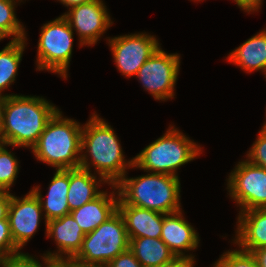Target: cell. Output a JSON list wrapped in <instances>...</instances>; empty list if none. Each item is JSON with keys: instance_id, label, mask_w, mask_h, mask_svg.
Here are the masks:
<instances>
[{"instance_id": "1", "label": "cell", "mask_w": 266, "mask_h": 267, "mask_svg": "<svg viewBox=\"0 0 266 267\" xmlns=\"http://www.w3.org/2000/svg\"><path fill=\"white\" fill-rule=\"evenodd\" d=\"M81 152L80 168L91 171L90 166L94 167V174L109 184L115 185L133 165V158L126 161L114 129L96 113L82 128Z\"/></svg>"}, {"instance_id": "2", "label": "cell", "mask_w": 266, "mask_h": 267, "mask_svg": "<svg viewBox=\"0 0 266 267\" xmlns=\"http://www.w3.org/2000/svg\"><path fill=\"white\" fill-rule=\"evenodd\" d=\"M6 95L0 140L9 146L32 149L59 109L39 96Z\"/></svg>"}, {"instance_id": "3", "label": "cell", "mask_w": 266, "mask_h": 267, "mask_svg": "<svg viewBox=\"0 0 266 267\" xmlns=\"http://www.w3.org/2000/svg\"><path fill=\"white\" fill-rule=\"evenodd\" d=\"M118 205H133L164 214L181 210L179 177L149 173L128 178L125 174L116 184Z\"/></svg>"}, {"instance_id": "4", "label": "cell", "mask_w": 266, "mask_h": 267, "mask_svg": "<svg viewBox=\"0 0 266 267\" xmlns=\"http://www.w3.org/2000/svg\"><path fill=\"white\" fill-rule=\"evenodd\" d=\"M82 128L79 122L62 116L60 109L47 122L32 153L56 170L80 167Z\"/></svg>"}, {"instance_id": "5", "label": "cell", "mask_w": 266, "mask_h": 267, "mask_svg": "<svg viewBox=\"0 0 266 267\" xmlns=\"http://www.w3.org/2000/svg\"><path fill=\"white\" fill-rule=\"evenodd\" d=\"M202 148L174 126L133 157L131 168L178 177L179 167L200 156Z\"/></svg>"}, {"instance_id": "6", "label": "cell", "mask_w": 266, "mask_h": 267, "mask_svg": "<svg viewBox=\"0 0 266 267\" xmlns=\"http://www.w3.org/2000/svg\"><path fill=\"white\" fill-rule=\"evenodd\" d=\"M128 249L125 221L117 210L94 231L84 236L82 247L73 259L84 264L108 265Z\"/></svg>"}, {"instance_id": "7", "label": "cell", "mask_w": 266, "mask_h": 267, "mask_svg": "<svg viewBox=\"0 0 266 267\" xmlns=\"http://www.w3.org/2000/svg\"><path fill=\"white\" fill-rule=\"evenodd\" d=\"M74 31L61 15L43 24L37 47V70L58 73L67 80L72 57Z\"/></svg>"}, {"instance_id": "8", "label": "cell", "mask_w": 266, "mask_h": 267, "mask_svg": "<svg viewBox=\"0 0 266 267\" xmlns=\"http://www.w3.org/2000/svg\"><path fill=\"white\" fill-rule=\"evenodd\" d=\"M227 189L239 212L266 208V169L248 160L238 162L227 178Z\"/></svg>"}, {"instance_id": "9", "label": "cell", "mask_w": 266, "mask_h": 267, "mask_svg": "<svg viewBox=\"0 0 266 267\" xmlns=\"http://www.w3.org/2000/svg\"><path fill=\"white\" fill-rule=\"evenodd\" d=\"M179 69L180 55L167 54L160 46L138 70L136 78L154 99L166 101L174 98Z\"/></svg>"}, {"instance_id": "10", "label": "cell", "mask_w": 266, "mask_h": 267, "mask_svg": "<svg viewBox=\"0 0 266 267\" xmlns=\"http://www.w3.org/2000/svg\"><path fill=\"white\" fill-rule=\"evenodd\" d=\"M156 36L145 33L107 37L117 69L125 77H134L161 44Z\"/></svg>"}, {"instance_id": "11", "label": "cell", "mask_w": 266, "mask_h": 267, "mask_svg": "<svg viewBox=\"0 0 266 267\" xmlns=\"http://www.w3.org/2000/svg\"><path fill=\"white\" fill-rule=\"evenodd\" d=\"M78 35L79 46H93L113 24L102 0L71 7L62 15Z\"/></svg>"}, {"instance_id": "12", "label": "cell", "mask_w": 266, "mask_h": 267, "mask_svg": "<svg viewBox=\"0 0 266 267\" xmlns=\"http://www.w3.org/2000/svg\"><path fill=\"white\" fill-rule=\"evenodd\" d=\"M42 212L40 200L32 190L21 198L12 194L7 218L13 242L19 250L39 229Z\"/></svg>"}, {"instance_id": "13", "label": "cell", "mask_w": 266, "mask_h": 267, "mask_svg": "<svg viewBox=\"0 0 266 267\" xmlns=\"http://www.w3.org/2000/svg\"><path fill=\"white\" fill-rule=\"evenodd\" d=\"M45 232L47 238L52 237L55 240L58 248L57 252L45 253L54 262H64L74 258L80 251L86 235L71 214L49 220Z\"/></svg>"}, {"instance_id": "14", "label": "cell", "mask_w": 266, "mask_h": 267, "mask_svg": "<svg viewBox=\"0 0 266 267\" xmlns=\"http://www.w3.org/2000/svg\"><path fill=\"white\" fill-rule=\"evenodd\" d=\"M198 236L195 228L183 217L182 210L164 215L160 239L175 256H188L185 252L197 249Z\"/></svg>"}, {"instance_id": "15", "label": "cell", "mask_w": 266, "mask_h": 267, "mask_svg": "<svg viewBox=\"0 0 266 267\" xmlns=\"http://www.w3.org/2000/svg\"><path fill=\"white\" fill-rule=\"evenodd\" d=\"M110 186L113 191L109 194L103 191L95 199L70 212L85 234L94 231L118 210V190L116 185L110 184Z\"/></svg>"}, {"instance_id": "16", "label": "cell", "mask_w": 266, "mask_h": 267, "mask_svg": "<svg viewBox=\"0 0 266 267\" xmlns=\"http://www.w3.org/2000/svg\"><path fill=\"white\" fill-rule=\"evenodd\" d=\"M233 242L243 251L253 252L266 246V208L239 212Z\"/></svg>"}, {"instance_id": "17", "label": "cell", "mask_w": 266, "mask_h": 267, "mask_svg": "<svg viewBox=\"0 0 266 267\" xmlns=\"http://www.w3.org/2000/svg\"><path fill=\"white\" fill-rule=\"evenodd\" d=\"M128 238H160L163 226L164 213L136 207L133 205H118Z\"/></svg>"}, {"instance_id": "18", "label": "cell", "mask_w": 266, "mask_h": 267, "mask_svg": "<svg viewBox=\"0 0 266 267\" xmlns=\"http://www.w3.org/2000/svg\"><path fill=\"white\" fill-rule=\"evenodd\" d=\"M39 186L32 187V191L40 200L44 213L45 225L52 219L70 214L67 200L69 188V169L56 170L48 188L46 199L44 200ZM44 200V201H43Z\"/></svg>"}, {"instance_id": "19", "label": "cell", "mask_w": 266, "mask_h": 267, "mask_svg": "<svg viewBox=\"0 0 266 267\" xmlns=\"http://www.w3.org/2000/svg\"><path fill=\"white\" fill-rule=\"evenodd\" d=\"M96 177V174L80 167L69 169L67 200L70 212L98 197L103 192L98 189L101 183L110 185L102 176Z\"/></svg>"}, {"instance_id": "20", "label": "cell", "mask_w": 266, "mask_h": 267, "mask_svg": "<svg viewBox=\"0 0 266 267\" xmlns=\"http://www.w3.org/2000/svg\"><path fill=\"white\" fill-rule=\"evenodd\" d=\"M226 58L247 73L262 71L266 77V29L246 40Z\"/></svg>"}, {"instance_id": "21", "label": "cell", "mask_w": 266, "mask_h": 267, "mask_svg": "<svg viewBox=\"0 0 266 267\" xmlns=\"http://www.w3.org/2000/svg\"><path fill=\"white\" fill-rule=\"evenodd\" d=\"M129 250L142 267H163L175 257L160 238H129Z\"/></svg>"}, {"instance_id": "22", "label": "cell", "mask_w": 266, "mask_h": 267, "mask_svg": "<svg viewBox=\"0 0 266 267\" xmlns=\"http://www.w3.org/2000/svg\"><path fill=\"white\" fill-rule=\"evenodd\" d=\"M26 40L27 38L11 40L0 50V95L15 81Z\"/></svg>"}, {"instance_id": "23", "label": "cell", "mask_w": 266, "mask_h": 267, "mask_svg": "<svg viewBox=\"0 0 266 267\" xmlns=\"http://www.w3.org/2000/svg\"><path fill=\"white\" fill-rule=\"evenodd\" d=\"M22 0H0V37L20 40L26 38L24 26L16 18L15 6Z\"/></svg>"}, {"instance_id": "24", "label": "cell", "mask_w": 266, "mask_h": 267, "mask_svg": "<svg viewBox=\"0 0 266 267\" xmlns=\"http://www.w3.org/2000/svg\"><path fill=\"white\" fill-rule=\"evenodd\" d=\"M5 146L9 145L0 140V190L10 191L17 178L20 166L14 153H11Z\"/></svg>"}, {"instance_id": "25", "label": "cell", "mask_w": 266, "mask_h": 267, "mask_svg": "<svg viewBox=\"0 0 266 267\" xmlns=\"http://www.w3.org/2000/svg\"><path fill=\"white\" fill-rule=\"evenodd\" d=\"M213 267H259L251 252L243 250H228L224 252Z\"/></svg>"}, {"instance_id": "26", "label": "cell", "mask_w": 266, "mask_h": 267, "mask_svg": "<svg viewBox=\"0 0 266 267\" xmlns=\"http://www.w3.org/2000/svg\"><path fill=\"white\" fill-rule=\"evenodd\" d=\"M44 266L35 257L28 253H16L4 258V267H51L55 262L49 259L45 254L41 256Z\"/></svg>"}, {"instance_id": "27", "label": "cell", "mask_w": 266, "mask_h": 267, "mask_svg": "<svg viewBox=\"0 0 266 267\" xmlns=\"http://www.w3.org/2000/svg\"><path fill=\"white\" fill-rule=\"evenodd\" d=\"M246 156L249 162L266 169V130L263 127Z\"/></svg>"}, {"instance_id": "28", "label": "cell", "mask_w": 266, "mask_h": 267, "mask_svg": "<svg viewBox=\"0 0 266 267\" xmlns=\"http://www.w3.org/2000/svg\"><path fill=\"white\" fill-rule=\"evenodd\" d=\"M21 252L14 244L7 219L0 220V258Z\"/></svg>"}, {"instance_id": "29", "label": "cell", "mask_w": 266, "mask_h": 267, "mask_svg": "<svg viewBox=\"0 0 266 267\" xmlns=\"http://www.w3.org/2000/svg\"><path fill=\"white\" fill-rule=\"evenodd\" d=\"M108 267H142L134 254L128 249L114 258Z\"/></svg>"}, {"instance_id": "30", "label": "cell", "mask_w": 266, "mask_h": 267, "mask_svg": "<svg viewBox=\"0 0 266 267\" xmlns=\"http://www.w3.org/2000/svg\"><path fill=\"white\" fill-rule=\"evenodd\" d=\"M195 258L192 254L188 256H175L170 262L163 267H194Z\"/></svg>"}, {"instance_id": "31", "label": "cell", "mask_w": 266, "mask_h": 267, "mask_svg": "<svg viewBox=\"0 0 266 267\" xmlns=\"http://www.w3.org/2000/svg\"><path fill=\"white\" fill-rule=\"evenodd\" d=\"M12 193L8 190H0V220L7 219Z\"/></svg>"}, {"instance_id": "32", "label": "cell", "mask_w": 266, "mask_h": 267, "mask_svg": "<svg viewBox=\"0 0 266 267\" xmlns=\"http://www.w3.org/2000/svg\"><path fill=\"white\" fill-rule=\"evenodd\" d=\"M241 10L245 12H254L260 9L262 0H234Z\"/></svg>"}, {"instance_id": "33", "label": "cell", "mask_w": 266, "mask_h": 267, "mask_svg": "<svg viewBox=\"0 0 266 267\" xmlns=\"http://www.w3.org/2000/svg\"><path fill=\"white\" fill-rule=\"evenodd\" d=\"M259 267H266V246L252 252Z\"/></svg>"}, {"instance_id": "34", "label": "cell", "mask_w": 266, "mask_h": 267, "mask_svg": "<svg viewBox=\"0 0 266 267\" xmlns=\"http://www.w3.org/2000/svg\"><path fill=\"white\" fill-rule=\"evenodd\" d=\"M66 267H108V265L105 264H84L77 260L68 259L62 262Z\"/></svg>"}, {"instance_id": "35", "label": "cell", "mask_w": 266, "mask_h": 267, "mask_svg": "<svg viewBox=\"0 0 266 267\" xmlns=\"http://www.w3.org/2000/svg\"><path fill=\"white\" fill-rule=\"evenodd\" d=\"M58 1H60L63 5H65V7H68V9H70L71 7L86 4L93 0H58Z\"/></svg>"}, {"instance_id": "36", "label": "cell", "mask_w": 266, "mask_h": 267, "mask_svg": "<svg viewBox=\"0 0 266 267\" xmlns=\"http://www.w3.org/2000/svg\"><path fill=\"white\" fill-rule=\"evenodd\" d=\"M7 95H0V131L3 124L4 109L6 105Z\"/></svg>"}, {"instance_id": "37", "label": "cell", "mask_w": 266, "mask_h": 267, "mask_svg": "<svg viewBox=\"0 0 266 267\" xmlns=\"http://www.w3.org/2000/svg\"><path fill=\"white\" fill-rule=\"evenodd\" d=\"M51 267H66L62 262H55Z\"/></svg>"}, {"instance_id": "38", "label": "cell", "mask_w": 266, "mask_h": 267, "mask_svg": "<svg viewBox=\"0 0 266 267\" xmlns=\"http://www.w3.org/2000/svg\"><path fill=\"white\" fill-rule=\"evenodd\" d=\"M0 267H4V258H0Z\"/></svg>"}, {"instance_id": "39", "label": "cell", "mask_w": 266, "mask_h": 267, "mask_svg": "<svg viewBox=\"0 0 266 267\" xmlns=\"http://www.w3.org/2000/svg\"><path fill=\"white\" fill-rule=\"evenodd\" d=\"M262 127L266 130V122H264Z\"/></svg>"}]
</instances>
